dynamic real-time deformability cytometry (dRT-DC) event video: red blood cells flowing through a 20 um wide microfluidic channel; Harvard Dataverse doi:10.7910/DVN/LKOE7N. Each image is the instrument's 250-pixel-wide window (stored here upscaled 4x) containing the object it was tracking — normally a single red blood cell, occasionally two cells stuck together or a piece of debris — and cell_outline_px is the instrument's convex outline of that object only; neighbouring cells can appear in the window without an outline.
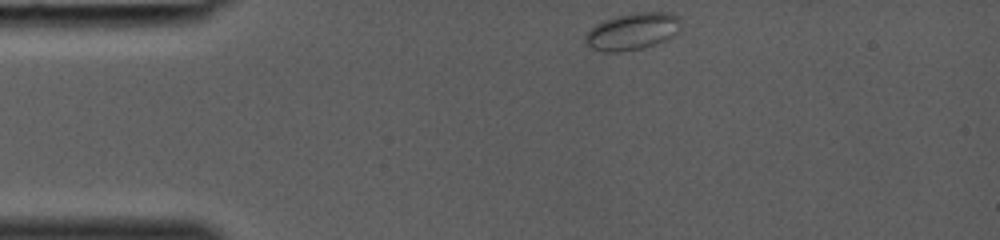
{"species": "common noctule bat (a hibernating species)", "species_latin": "Nyctalus noctula", "temperature_condition": "room temperature", "stored_images_in_passage": 30, "camera_frame_rate_fps": 3000, "um_per_image_px": 0.085, "animal": {"sex": "female", "body_mass_g": 19.0, "forearm_length_mm": 53.3}, "frame": {"image": 1, "passage_image": 1, "time_ms": 0.0, "image_size_px": [1000, 240], "cell_outline_px": [[680, 32], [664, 40], [640, 48], [620, 52], [604, 52], [592, 48], [584, 40], [584, 36], [596, 24], [604, 20], [636, 12], [668, 12], [676, 16], [680, 20]], "centroid_in_image_um": [53.76, 2.66], "position_along_channel_um": 31.2, "area_um2": 20.23}}
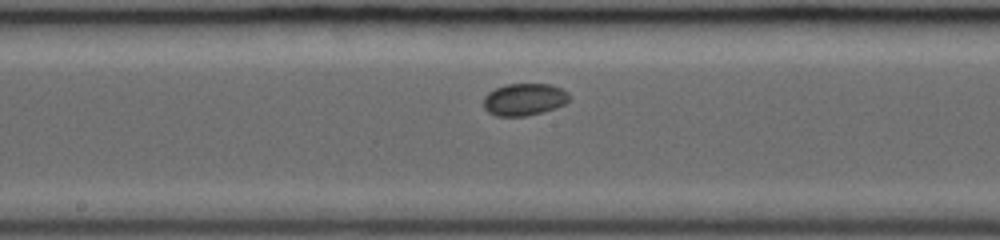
{"frame": {"image": 2, "passage_image": 14, "time_ms": 4.333, "image_size_px": [1000, 240], "cell_outline_px": [[568, 100], [564, 104], [556, 108], [544, 112], [524, 116], [496, 116], [488, 112], [484, 108], [484, 96], [488, 92], [496, 88], [508, 84], [548, 84], [560, 88], [568, 92]], "centroid_in_image_um": [44.54, 8.46], "position_along_channel_um": 203.7, "area_um2": 16.01}}
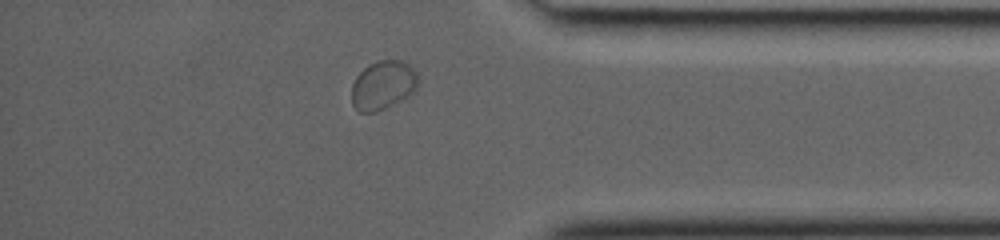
{"frame": {"image": 3, "passage_image": 26, "time_ms": 8.333, "image_size_px": [1000, 240], "cell_outline_px": [[420, 80], [416, 88], [408, 96], [376, 112], [360, 112], [352, 104], [352, 84], [356, 76], [368, 64], [380, 60], [400, 60], [408, 64], [416, 72]], "centroid_in_image_um": [32.55, 7.22], "position_along_channel_um": 402.6, "area_um2": 18.84}}